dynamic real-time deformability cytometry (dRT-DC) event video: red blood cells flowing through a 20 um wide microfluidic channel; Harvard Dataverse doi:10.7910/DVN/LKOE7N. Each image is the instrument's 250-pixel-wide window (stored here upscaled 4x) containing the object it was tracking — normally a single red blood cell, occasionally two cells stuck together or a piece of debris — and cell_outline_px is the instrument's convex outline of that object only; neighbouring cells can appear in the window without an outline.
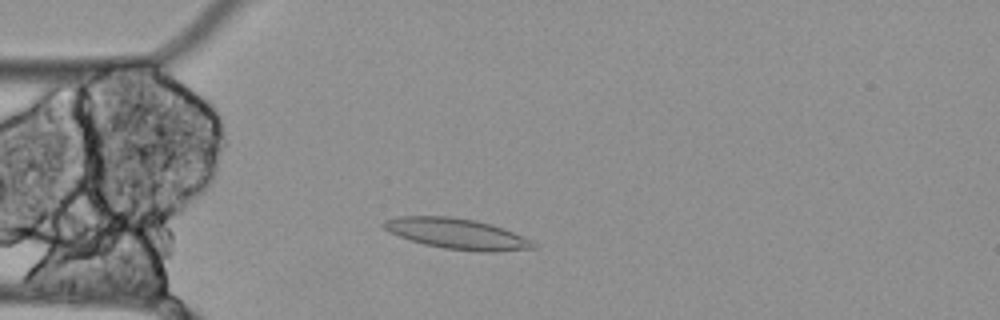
{"species": "Egyptian fruit bat (a non-hibernating species)", "species_latin": "Rousettus aegyptiacus", "temperature_condition": "cold", "stored_images_in_passage": 44, "camera_frame_rate_fps": 3000, "um_per_image_px": 0.085, "animal": {"sex": "female"}, "frame": {"image": 1, "passage_image": 2, "time_ms": 0.333, "image_size_px": [1000, 320], "cell_outline_px": [[536, 248], [496, 252], [480, 252], [444, 248], [424, 244], [388, 232], [380, 224], [384, 220], [400, 216], [452, 216], [476, 220], [492, 224], [504, 228], [532, 240], [536, 244]], "centroid_in_image_um": [38.86, 19.86], "position_along_channel_um": 46.1, "area_um2": 26.88}}
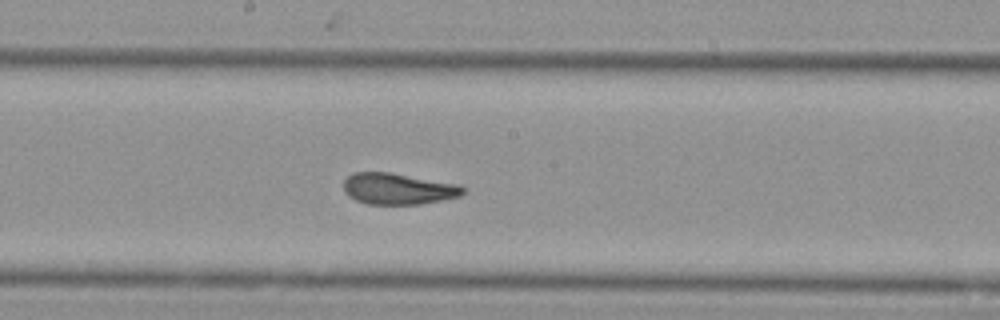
{"frame": {"image": 2, "passage_image": 17, "time_ms": 5.333, "image_size_px": [1000, 320], "cell_outline_px": [[464, 192], [460, 196], [420, 204], [368, 204], [356, 200], [348, 196], [344, 192], [344, 180], [352, 172], [388, 172], [460, 184], [464, 188]], "centroid_in_image_um": [33.82, 16.04], "position_along_channel_um": 214.4, "area_um2": 21.73}}
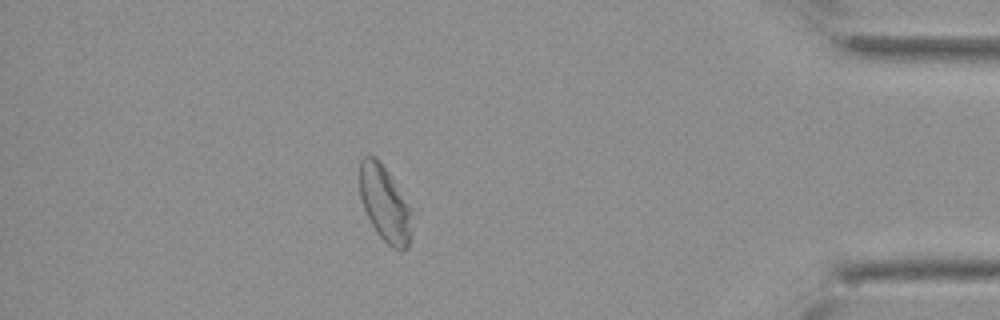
{"frame": {"image": 3, "passage_image": 37, "time_ms": 12.0, "image_size_px": [1000, 320], "cell_outline_px": [[412, 232], [408, 248], [392, 248], [376, 232], [364, 208], [360, 196], [360, 160], [364, 156], [376, 156], [380, 160], [388, 172], [408, 204]], "centroid_in_image_um": [32.69, 17.3], "position_along_channel_um": 402.5, "area_um2": 22.54}, "authors_computed_cell_mechanics": {"area_um2": 23.4957, "velocity_mm_per_s": 3.446, "shape_relaxation_time_tau1_ms": null, "shape_relaxation_time_tau2_ms": 2.8298, "deformation_change_tau1": null, "deformation_change_tau2": 0.0403}}